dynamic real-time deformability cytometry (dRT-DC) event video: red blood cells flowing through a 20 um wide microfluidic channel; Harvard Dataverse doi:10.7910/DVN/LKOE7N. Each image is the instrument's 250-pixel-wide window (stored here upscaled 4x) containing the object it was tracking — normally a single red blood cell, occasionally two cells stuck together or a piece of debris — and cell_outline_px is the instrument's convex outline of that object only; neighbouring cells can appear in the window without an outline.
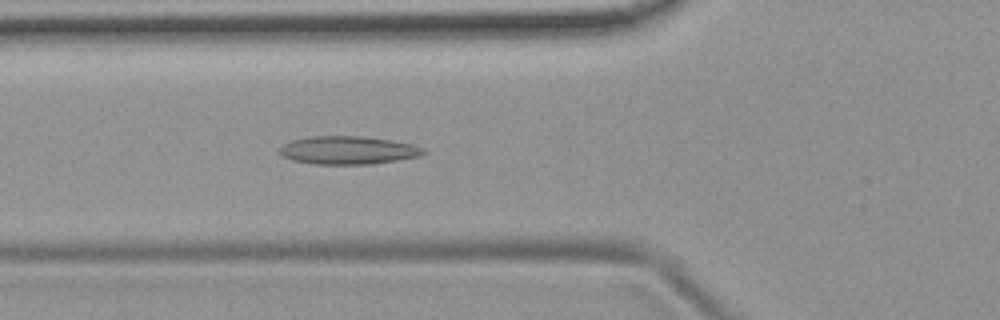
{"species": "common noctule bat (a hibernating species)", "species_latin": "Nyctalus noctula", "temperature_condition": "room temperature", "stored_images_in_passage": 41, "camera_frame_rate_fps": 3000, "um_per_image_px": 0.085, "animal": {"sex": "female", "body_mass_g": 19.9}, "frame": {"image": 1, "passage_image": 10, "time_ms": 3.0, "image_size_px": [1000, 320], "cell_outline_px": [[428, 152], [420, 156], [372, 164], [312, 164], [292, 160], [280, 156], [280, 148], [284, 144], [292, 140], [308, 136], [360, 136], [392, 140], [412, 144], [424, 148]], "centroid_in_image_um": [29.58, 12.77], "position_along_channel_um": 96.2, "area_um2": 23.7}}
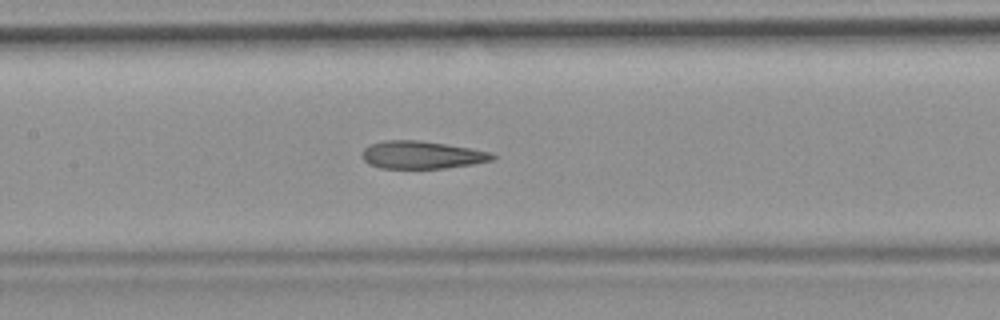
{"frame": {"image": 2, "passage_image": 16, "time_ms": 5.0, "image_size_px": [1000, 320], "cell_outline_px": [[496, 156], [492, 160], [472, 164], [444, 168], [380, 168], [368, 164], [360, 156], [364, 148], [372, 144], [384, 140], [416, 140], [472, 148], [492, 152]], "centroid_in_image_um": [35.83, 13.17], "position_along_channel_um": 171.6, "area_um2": 20.98}}
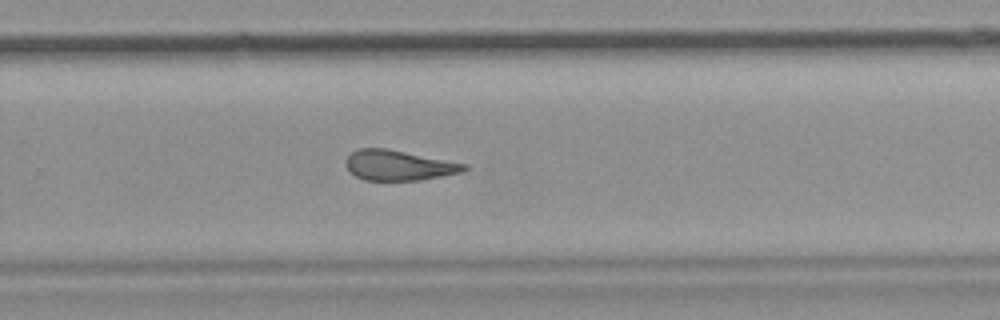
{"frame": {"image": 3, "passage_image": 26, "time_ms": 8.333, "image_size_px": [1000, 320], "cell_outline_px": [[468, 168], [460, 172], [420, 180], [364, 180], [356, 176], [344, 164], [344, 160], [356, 148], [384, 148], [468, 164]], "centroid_in_image_um": [33.85, 14.05], "position_along_channel_um": 296.0, "area_um2": 20.58}, "authors_computed_cell_mechanics": {"area_um2": 21.7906, "velocity_mm_per_s": 3.7514, "shape_relaxation_time_tau1_ms": null, "shape_relaxation_time_tau2_ms": 3.1812, "deformation_change_tau1": null, "deformation_change_tau2": 0.1199}}